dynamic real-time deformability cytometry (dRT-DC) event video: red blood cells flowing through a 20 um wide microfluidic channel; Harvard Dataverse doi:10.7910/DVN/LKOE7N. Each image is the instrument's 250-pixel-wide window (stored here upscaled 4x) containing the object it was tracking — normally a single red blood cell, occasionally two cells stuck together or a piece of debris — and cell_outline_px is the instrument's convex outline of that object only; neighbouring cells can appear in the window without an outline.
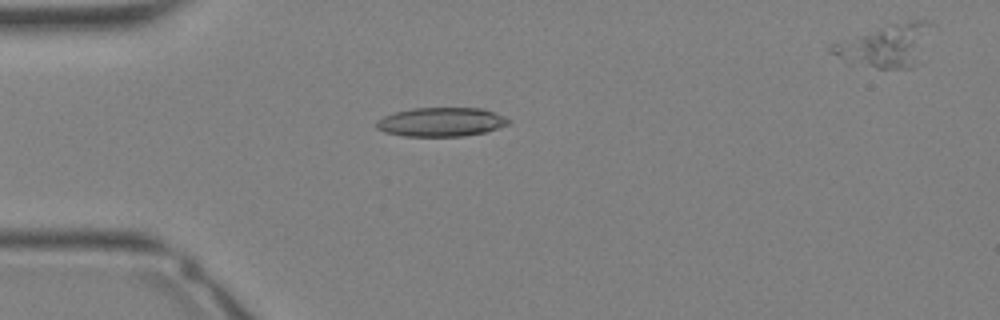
{"species": "Egyptian fruit bat (a non-hibernating species)", "species_latin": "Rousettus aegyptiacus", "temperature_condition": "warm", "stored_images_in_passage": 34, "camera_frame_rate_fps": 3000, "um_per_image_px": 0.085, "animal": {"sex": "female"}, "frame": {"image": 1, "passage_image": 9, "time_ms": 2.667, "image_size_px": [1000, 320], "cell_outline_px": [[512, 120], [508, 124], [484, 132], [464, 136], [404, 136], [384, 132], [376, 128], [376, 120], [384, 116], [396, 112], [412, 108], [484, 108], [496, 112]], "centroid_in_image_um": [37.5, 10.36], "position_along_channel_um": 47.5, "area_um2": 22.37}}
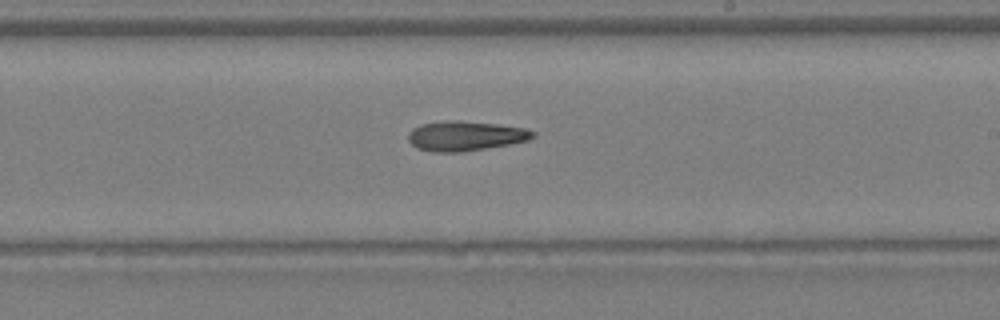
{"frame": {"image": 2, "passage_image": 20, "time_ms": 6.333, "image_size_px": [1000, 320], "cell_outline_px": [[536, 136], [528, 140], [508, 144], [460, 152], [432, 152], [416, 148], [408, 140], [408, 132], [412, 128], [420, 124], [444, 120], [460, 120], [500, 124], [524, 128], [536, 132]], "centroid_in_image_um": [39.52, 11.54], "position_along_channel_um": 249.5, "area_um2": 21.79}}
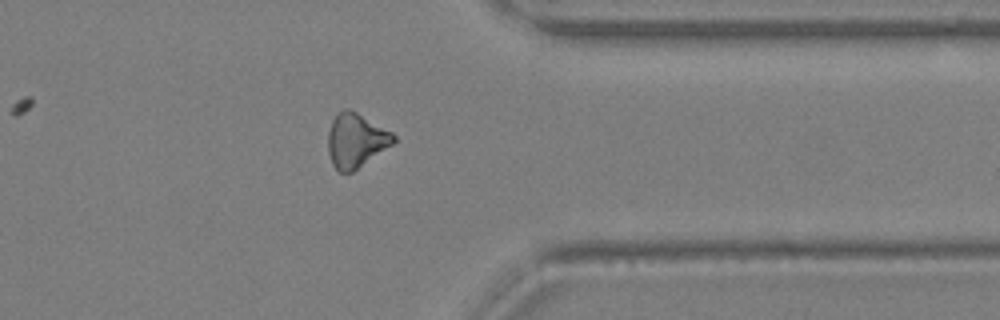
{"frame": {"image": 3, "passage_image": 27, "time_ms": 8.667, "image_size_px": [1000, 320], "cell_outline_px": [[396, 140], [392, 144], [352, 172], [340, 172], [332, 164], [328, 152], [328, 132], [332, 120], [344, 108], [348, 108], [356, 112], [392, 132], [396, 136]], "centroid_in_image_um": [30.24, 11.93], "position_along_channel_um": 381.2, "area_um2": 20.35}}